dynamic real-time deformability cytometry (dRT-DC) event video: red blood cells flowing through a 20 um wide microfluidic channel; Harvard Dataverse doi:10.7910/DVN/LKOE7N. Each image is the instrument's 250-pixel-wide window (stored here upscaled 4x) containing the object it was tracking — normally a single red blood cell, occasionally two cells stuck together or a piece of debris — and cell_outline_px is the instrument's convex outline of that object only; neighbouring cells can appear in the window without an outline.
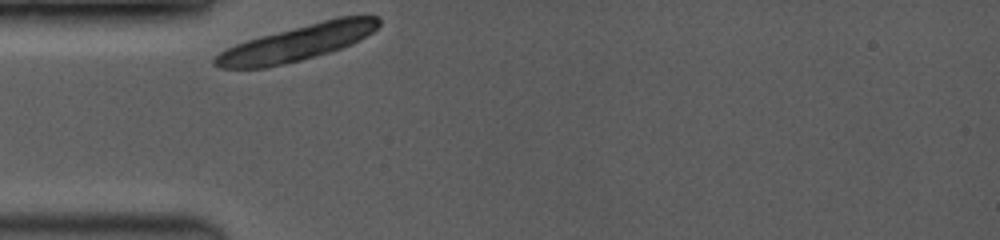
{"species": "common noctule bat (a hibernating species)", "species_latin": "Nyctalus noctula", "temperature_condition": "room temperature", "stored_images_in_passage": 1, "camera_frame_rate_fps": 3500, "um_per_image_px": 0.085, "animal": {"sex": "female", "body_mass_g": 19.0, "forearm_length_mm": 53.3}, "frame": {"image": 1, "passage_image": 1, "time_ms": 0.0, "image_size_px": [1000, 240], "cell_outline_px": [[380, 24], [372, 32], [360, 40], [352, 44], [332, 52], [284, 64], [264, 68], [220, 68], [212, 64], [212, 60], [220, 52], [236, 44], [260, 36], [340, 16], [376, 16], [380, 20]], "centroid_in_image_um": [25.26, 3.66], "position_along_channel_um": 59.7, "area_um2": 33.76}}